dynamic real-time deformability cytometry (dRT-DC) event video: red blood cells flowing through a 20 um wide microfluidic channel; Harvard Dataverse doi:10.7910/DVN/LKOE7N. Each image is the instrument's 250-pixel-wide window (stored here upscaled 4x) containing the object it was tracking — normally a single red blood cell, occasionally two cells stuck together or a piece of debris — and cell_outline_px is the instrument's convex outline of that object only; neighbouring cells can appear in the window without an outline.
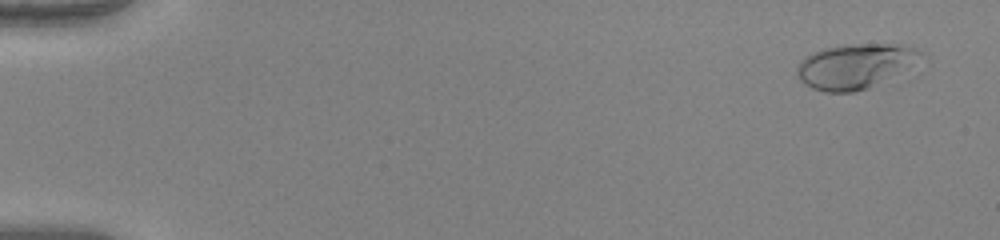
{"species": "human", "species_latin": "Homo sapiens", "temperature_condition": "warm", "stored_images_in_passage": 52, "camera_frame_rate_fps": 3000, "um_per_image_px": 0.085, "donor": {"sex": "female"}, "frame": {"image": 1, "passage_image": 3, "time_ms": 0.667, "image_size_px": [1000, 240], "cell_outline_px": [[924, 52], [868, 88], [856, 92], [824, 92], [812, 88], [804, 84], [800, 80], [796, 72], [796, 68], [800, 60], [804, 56], [812, 52], [824, 48], [840, 44], [904, 44], [916, 48]], "centroid_in_image_um": [72.48, 5.59], "position_along_channel_um": 12.5, "area_um2": 31.21}}
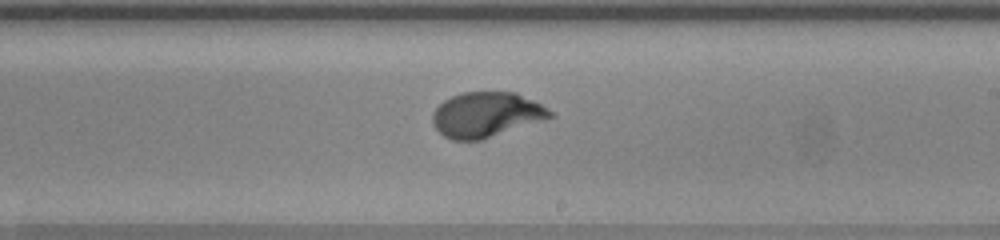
{"frame": {"image": 2, "passage_image": 32, "time_ms": 10.333, "image_size_px": [1000, 240], "cell_outline_px": [[556, 116], [544, 120], [480, 140], [452, 140], [444, 136], [432, 124], [432, 112], [444, 100], [460, 92], [516, 92], [556, 112]], "centroid_in_image_um": [41.34, 9.74], "position_along_channel_um": 247.7, "area_um2": 30.92}}
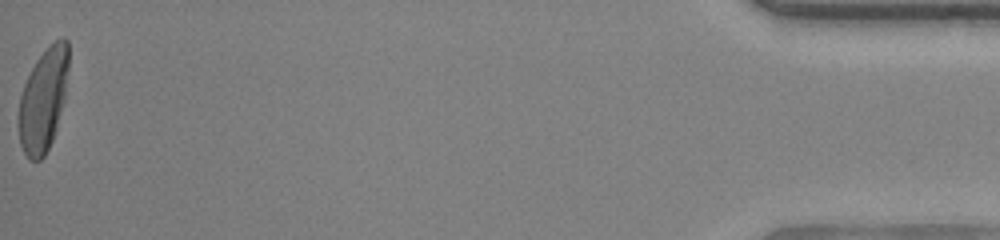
{"frame": {"image": 3, "passage_image": 52, "time_ms": 17.0, "image_size_px": [1000, 240], "cell_outline_px": [[68, 68], [64, 100], [56, 128], [52, 140], [44, 156], [40, 160], [28, 160], [20, 144], [16, 120], [20, 96], [24, 84], [36, 60], [56, 40], [64, 36], [68, 40]], "centroid_in_image_um": [3.65, 8.52], "position_along_channel_um": 431.6, "area_um2": 30.0}, "authors_computed_cell_mechanics": {"area_um2": 30.0271, "velocity_mm_per_s": 4.0903, "shape_relaxation_time_tau1_ms": 2.896, "shape_relaxation_time_tau2_ms": null, "deformation_change_tau1": 0.2031, "deformation_change_tau2": null}}